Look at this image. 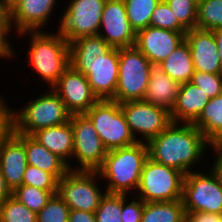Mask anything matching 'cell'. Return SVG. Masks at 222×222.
I'll return each mask as SVG.
<instances>
[{"label": "cell", "mask_w": 222, "mask_h": 222, "mask_svg": "<svg viewBox=\"0 0 222 222\" xmlns=\"http://www.w3.org/2000/svg\"><path fill=\"white\" fill-rule=\"evenodd\" d=\"M210 146L211 143L192 123L171 122L163 132L147 142L150 159L185 175L199 170L198 167L202 166L199 163L206 160V155L207 159L210 158L206 154L211 151Z\"/></svg>", "instance_id": "obj_1"}, {"label": "cell", "mask_w": 222, "mask_h": 222, "mask_svg": "<svg viewBox=\"0 0 222 222\" xmlns=\"http://www.w3.org/2000/svg\"><path fill=\"white\" fill-rule=\"evenodd\" d=\"M29 38L26 63L33 73L44 80L48 88H52L59 77L70 66L69 43L57 30L50 33L47 31H26L18 34V38Z\"/></svg>", "instance_id": "obj_2"}, {"label": "cell", "mask_w": 222, "mask_h": 222, "mask_svg": "<svg viewBox=\"0 0 222 222\" xmlns=\"http://www.w3.org/2000/svg\"><path fill=\"white\" fill-rule=\"evenodd\" d=\"M148 159V147L145 142L117 148L107 152L103 164L97 170L107 193H136L145 161Z\"/></svg>", "instance_id": "obj_3"}, {"label": "cell", "mask_w": 222, "mask_h": 222, "mask_svg": "<svg viewBox=\"0 0 222 222\" xmlns=\"http://www.w3.org/2000/svg\"><path fill=\"white\" fill-rule=\"evenodd\" d=\"M29 99L20 110L14 108V132L32 136L36 131L70 121L71 113L52 88Z\"/></svg>", "instance_id": "obj_4"}, {"label": "cell", "mask_w": 222, "mask_h": 222, "mask_svg": "<svg viewBox=\"0 0 222 222\" xmlns=\"http://www.w3.org/2000/svg\"><path fill=\"white\" fill-rule=\"evenodd\" d=\"M70 66L83 73L99 100H111L118 83L119 49L104 55H69Z\"/></svg>", "instance_id": "obj_5"}, {"label": "cell", "mask_w": 222, "mask_h": 222, "mask_svg": "<svg viewBox=\"0 0 222 222\" xmlns=\"http://www.w3.org/2000/svg\"><path fill=\"white\" fill-rule=\"evenodd\" d=\"M153 64L135 46L119 48L118 83L112 101L143 100Z\"/></svg>", "instance_id": "obj_6"}, {"label": "cell", "mask_w": 222, "mask_h": 222, "mask_svg": "<svg viewBox=\"0 0 222 222\" xmlns=\"http://www.w3.org/2000/svg\"><path fill=\"white\" fill-rule=\"evenodd\" d=\"M185 174L148 159L145 161L140 182L134 196L143 202L176 201L182 199Z\"/></svg>", "instance_id": "obj_7"}, {"label": "cell", "mask_w": 222, "mask_h": 222, "mask_svg": "<svg viewBox=\"0 0 222 222\" xmlns=\"http://www.w3.org/2000/svg\"><path fill=\"white\" fill-rule=\"evenodd\" d=\"M85 115L93 123L97 134L108 151L137 143L118 102L99 100Z\"/></svg>", "instance_id": "obj_8"}, {"label": "cell", "mask_w": 222, "mask_h": 222, "mask_svg": "<svg viewBox=\"0 0 222 222\" xmlns=\"http://www.w3.org/2000/svg\"><path fill=\"white\" fill-rule=\"evenodd\" d=\"M100 180L97 171L69 170L58 181L57 195L71 210L94 213L106 193L100 186Z\"/></svg>", "instance_id": "obj_9"}, {"label": "cell", "mask_w": 222, "mask_h": 222, "mask_svg": "<svg viewBox=\"0 0 222 222\" xmlns=\"http://www.w3.org/2000/svg\"><path fill=\"white\" fill-rule=\"evenodd\" d=\"M70 122L74 141L71 162H76V165L71 164L69 170L97 171L103 164L108 150L103 145L93 123L85 114H72Z\"/></svg>", "instance_id": "obj_10"}, {"label": "cell", "mask_w": 222, "mask_h": 222, "mask_svg": "<svg viewBox=\"0 0 222 222\" xmlns=\"http://www.w3.org/2000/svg\"><path fill=\"white\" fill-rule=\"evenodd\" d=\"M68 1L56 26L68 43L80 37L98 35L106 0Z\"/></svg>", "instance_id": "obj_11"}, {"label": "cell", "mask_w": 222, "mask_h": 222, "mask_svg": "<svg viewBox=\"0 0 222 222\" xmlns=\"http://www.w3.org/2000/svg\"><path fill=\"white\" fill-rule=\"evenodd\" d=\"M182 200L186 214H222V187L208 168L191 171L185 175Z\"/></svg>", "instance_id": "obj_12"}, {"label": "cell", "mask_w": 222, "mask_h": 222, "mask_svg": "<svg viewBox=\"0 0 222 222\" xmlns=\"http://www.w3.org/2000/svg\"><path fill=\"white\" fill-rule=\"evenodd\" d=\"M121 110L137 142L147 143L170 124V112L143 100L120 103Z\"/></svg>", "instance_id": "obj_13"}, {"label": "cell", "mask_w": 222, "mask_h": 222, "mask_svg": "<svg viewBox=\"0 0 222 222\" xmlns=\"http://www.w3.org/2000/svg\"><path fill=\"white\" fill-rule=\"evenodd\" d=\"M71 114H85L99 101L83 73L69 66L52 87Z\"/></svg>", "instance_id": "obj_14"}, {"label": "cell", "mask_w": 222, "mask_h": 222, "mask_svg": "<svg viewBox=\"0 0 222 222\" xmlns=\"http://www.w3.org/2000/svg\"><path fill=\"white\" fill-rule=\"evenodd\" d=\"M112 48L133 47L136 31L131 27L123 0H106L99 34Z\"/></svg>", "instance_id": "obj_15"}, {"label": "cell", "mask_w": 222, "mask_h": 222, "mask_svg": "<svg viewBox=\"0 0 222 222\" xmlns=\"http://www.w3.org/2000/svg\"><path fill=\"white\" fill-rule=\"evenodd\" d=\"M185 33L148 26L136 32L134 46L153 65H159L185 40Z\"/></svg>", "instance_id": "obj_16"}, {"label": "cell", "mask_w": 222, "mask_h": 222, "mask_svg": "<svg viewBox=\"0 0 222 222\" xmlns=\"http://www.w3.org/2000/svg\"><path fill=\"white\" fill-rule=\"evenodd\" d=\"M58 0H17L8 12L18 34L26 31H44ZM51 18V19H50Z\"/></svg>", "instance_id": "obj_17"}, {"label": "cell", "mask_w": 222, "mask_h": 222, "mask_svg": "<svg viewBox=\"0 0 222 222\" xmlns=\"http://www.w3.org/2000/svg\"><path fill=\"white\" fill-rule=\"evenodd\" d=\"M193 65L196 71L222 73L217 43L213 31L199 28L189 29L185 33Z\"/></svg>", "instance_id": "obj_18"}, {"label": "cell", "mask_w": 222, "mask_h": 222, "mask_svg": "<svg viewBox=\"0 0 222 222\" xmlns=\"http://www.w3.org/2000/svg\"><path fill=\"white\" fill-rule=\"evenodd\" d=\"M26 166L24 134L13 132L0 148V167L11 191L22 185Z\"/></svg>", "instance_id": "obj_19"}, {"label": "cell", "mask_w": 222, "mask_h": 222, "mask_svg": "<svg viewBox=\"0 0 222 222\" xmlns=\"http://www.w3.org/2000/svg\"><path fill=\"white\" fill-rule=\"evenodd\" d=\"M209 97L192 82L181 83L176 102L170 112L174 123H193L201 114Z\"/></svg>", "instance_id": "obj_20"}, {"label": "cell", "mask_w": 222, "mask_h": 222, "mask_svg": "<svg viewBox=\"0 0 222 222\" xmlns=\"http://www.w3.org/2000/svg\"><path fill=\"white\" fill-rule=\"evenodd\" d=\"M180 87L181 83L171 79L159 65H153L143 101L171 112Z\"/></svg>", "instance_id": "obj_21"}, {"label": "cell", "mask_w": 222, "mask_h": 222, "mask_svg": "<svg viewBox=\"0 0 222 222\" xmlns=\"http://www.w3.org/2000/svg\"><path fill=\"white\" fill-rule=\"evenodd\" d=\"M32 137L52 153L58 155L68 164V167L72 164L70 161H72L74 141L70 121L62 125L40 129Z\"/></svg>", "instance_id": "obj_22"}, {"label": "cell", "mask_w": 222, "mask_h": 222, "mask_svg": "<svg viewBox=\"0 0 222 222\" xmlns=\"http://www.w3.org/2000/svg\"><path fill=\"white\" fill-rule=\"evenodd\" d=\"M27 164L51 173L58 181L69 171L68 164L41 145L30 135H24Z\"/></svg>", "instance_id": "obj_23"}, {"label": "cell", "mask_w": 222, "mask_h": 222, "mask_svg": "<svg viewBox=\"0 0 222 222\" xmlns=\"http://www.w3.org/2000/svg\"><path fill=\"white\" fill-rule=\"evenodd\" d=\"M159 66L173 80L179 83L189 82L195 72L191 50L186 40L171 52Z\"/></svg>", "instance_id": "obj_24"}, {"label": "cell", "mask_w": 222, "mask_h": 222, "mask_svg": "<svg viewBox=\"0 0 222 222\" xmlns=\"http://www.w3.org/2000/svg\"><path fill=\"white\" fill-rule=\"evenodd\" d=\"M192 124L211 144H215L222 138V93L209 100L200 116Z\"/></svg>", "instance_id": "obj_25"}, {"label": "cell", "mask_w": 222, "mask_h": 222, "mask_svg": "<svg viewBox=\"0 0 222 222\" xmlns=\"http://www.w3.org/2000/svg\"><path fill=\"white\" fill-rule=\"evenodd\" d=\"M183 200L144 202L141 222H183L185 218Z\"/></svg>", "instance_id": "obj_26"}, {"label": "cell", "mask_w": 222, "mask_h": 222, "mask_svg": "<svg viewBox=\"0 0 222 222\" xmlns=\"http://www.w3.org/2000/svg\"><path fill=\"white\" fill-rule=\"evenodd\" d=\"M131 27L137 32L147 28L152 12L161 0H123Z\"/></svg>", "instance_id": "obj_27"}, {"label": "cell", "mask_w": 222, "mask_h": 222, "mask_svg": "<svg viewBox=\"0 0 222 222\" xmlns=\"http://www.w3.org/2000/svg\"><path fill=\"white\" fill-rule=\"evenodd\" d=\"M196 28L211 31L222 28V0H203L197 4Z\"/></svg>", "instance_id": "obj_28"}, {"label": "cell", "mask_w": 222, "mask_h": 222, "mask_svg": "<svg viewBox=\"0 0 222 222\" xmlns=\"http://www.w3.org/2000/svg\"><path fill=\"white\" fill-rule=\"evenodd\" d=\"M57 194V190H43L29 185H21L12 191V196L28 209L38 213Z\"/></svg>", "instance_id": "obj_29"}, {"label": "cell", "mask_w": 222, "mask_h": 222, "mask_svg": "<svg viewBox=\"0 0 222 222\" xmlns=\"http://www.w3.org/2000/svg\"><path fill=\"white\" fill-rule=\"evenodd\" d=\"M0 222H37V213L11 195L0 205Z\"/></svg>", "instance_id": "obj_30"}, {"label": "cell", "mask_w": 222, "mask_h": 222, "mask_svg": "<svg viewBox=\"0 0 222 222\" xmlns=\"http://www.w3.org/2000/svg\"><path fill=\"white\" fill-rule=\"evenodd\" d=\"M123 194L105 193L96 209V222H122Z\"/></svg>", "instance_id": "obj_31"}, {"label": "cell", "mask_w": 222, "mask_h": 222, "mask_svg": "<svg viewBox=\"0 0 222 222\" xmlns=\"http://www.w3.org/2000/svg\"><path fill=\"white\" fill-rule=\"evenodd\" d=\"M12 32L14 33V35L16 33V36H18V32L15 29L14 23L11 20V16L8 10H4L0 14V61L1 59H7L9 60V62H11L10 60L14 57L12 59V62L13 60L15 62V59L18 58L17 56H20L17 52H15L16 50L14 49L13 45L14 42H11L12 38H9L10 36H13Z\"/></svg>", "instance_id": "obj_32"}, {"label": "cell", "mask_w": 222, "mask_h": 222, "mask_svg": "<svg viewBox=\"0 0 222 222\" xmlns=\"http://www.w3.org/2000/svg\"><path fill=\"white\" fill-rule=\"evenodd\" d=\"M111 46L99 35L85 36L69 43V55H104Z\"/></svg>", "instance_id": "obj_33"}, {"label": "cell", "mask_w": 222, "mask_h": 222, "mask_svg": "<svg viewBox=\"0 0 222 222\" xmlns=\"http://www.w3.org/2000/svg\"><path fill=\"white\" fill-rule=\"evenodd\" d=\"M70 208L57 195L37 213V222H69Z\"/></svg>", "instance_id": "obj_34"}, {"label": "cell", "mask_w": 222, "mask_h": 222, "mask_svg": "<svg viewBox=\"0 0 222 222\" xmlns=\"http://www.w3.org/2000/svg\"><path fill=\"white\" fill-rule=\"evenodd\" d=\"M149 26L171 31H187L176 16H174L173 11L165 0H161L152 12Z\"/></svg>", "instance_id": "obj_35"}, {"label": "cell", "mask_w": 222, "mask_h": 222, "mask_svg": "<svg viewBox=\"0 0 222 222\" xmlns=\"http://www.w3.org/2000/svg\"><path fill=\"white\" fill-rule=\"evenodd\" d=\"M174 16L187 29L196 28L197 3L194 0H165Z\"/></svg>", "instance_id": "obj_36"}, {"label": "cell", "mask_w": 222, "mask_h": 222, "mask_svg": "<svg viewBox=\"0 0 222 222\" xmlns=\"http://www.w3.org/2000/svg\"><path fill=\"white\" fill-rule=\"evenodd\" d=\"M22 185H29L43 190H57L58 180L51 173L27 164Z\"/></svg>", "instance_id": "obj_37"}, {"label": "cell", "mask_w": 222, "mask_h": 222, "mask_svg": "<svg viewBox=\"0 0 222 222\" xmlns=\"http://www.w3.org/2000/svg\"><path fill=\"white\" fill-rule=\"evenodd\" d=\"M190 82L201 88L209 99L222 93V73H206L195 70Z\"/></svg>", "instance_id": "obj_38"}, {"label": "cell", "mask_w": 222, "mask_h": 222, "mask_svg": "<svg viewBox=\"0 0 222 222\" xmlns=\"http://www.w3.org/2000/svg\"><path fill=\"white\" fill-rule=\"evenodd\" d=\"M8 103L4 96L0 95V148L14 132V108Z\"/></svg>", "instance_id": "obj_39"}, {"label": "cell", "mask_w": 222, "mask_h": 222, "mask_svg": "<svg viewBox=\"0 0 222 222\" xmlns=\"http://www.w3.org/2000/svg\"><path fill=\"white\" fill-rule=\"evenodd\" d=\"M143 210L144 202L140 198L123 194L122 222H141Z\"/></svg>", "instance_id": "obj_40"}, {"label": "cell", "mask_w": 222, "mask_h": 222, "mask_svg": "<svg viewBox=\"0 0 222 222\" xmlns=\"http://www.w3.org/2000/svg\"><path fill=\"white\" fill-rule=\"evenodd\" d=\"M209 149L212 150L210 157L213 159V162L211 165L207 164L205 167L207 168V166H209L208 169H210V171L215 175L219 185L222 187V151L215 144H211Z\"/></svg>", "instance_id": "obj_41"}, {"label": "cell", "mask_w": 222, "mask_h": 222, "mask_svg": "<svg viewBox=\"0 0 222 222\" xmlns=\"http://www.w3.org/2000/svg\"><path fill=\"white\" fill-rule=\"evenodd\" d=\"M183 222H222V214L207 212L187 213Z\"/></svg>", "instance_id": "obj_42"}, {"label": "cell", "mask_w": 222, "mask_h": 222, "mask_svg": "<svg viewBox=\"0 0 222 222\" xmlns=\"http://www.w3.org/2000/svg\"><path fill=\"white\" fill-rule=\"evenodd\" d=\"M69 222H96L95 213L81 210H70Z\"/></svg>", "instance_id": "obj_43"}, {"label": "cell", "mask_w": 222, "mask_h": 222, "mask_svg": "<svg viewBox=\"0 0 222 222\" xmlns=\"http://www.w3.org/2000/svg\"><path fill=\"white\" fill-rule=\"evenodd\" d=\"M12 195L11 189L7 186L0 167V205Z\"/></svg>", "instance_id": "obj_44"}, {"label": "cell", "mask_w": 222, "mask_h": 222, "mask_svg": "<svg viewBox=\"0 0 222 222\" xmlns=\"http://www.w3.org/2000/svg\"><path fill=\"white\" fill-rule=\"evenodd\" d=\"M213 35L217 43L218 54L222 65V28L213 30Z\"/></svg>", "instance_id": "obj_45"}, {"label": "cell", "mask_w": 222, "mask_h": 222, "mask_svg": "<svg viewBox=\"0 0 222 222\" xmlns=\"http://www.w3.org/2000/svg\"><path fill=\"white\" fill-rule=\"evenodd\" d=\"M17 0H0V5L4 10H8Z\"/></svg>", "instance_id": "obj_46"}, {"label": "cell", "mask_w": 222, "mask_h": 222, "mask_svg": "<svg viewBox=\"0 0 222 222\" xmlns=\"http://www.w3.org/2000/svg\"><path fill=\"white\" fill-rule=\"evenodd\" d=\"M215 145L222 151V138L218 140Z\"/></svg>", "instance_id": "obj_47"}, {"label": "cell", "mask_w": 222, "mask_h": 222, "mask_svg": "<svg viewBox=\"0 0 222 222\" xmlns=\"http://www.w3.org/2000/svg\"><path fill=\"white\" fill-rule=\"evenodd\" d=\"M197 4L202 2L203 0H194Z\"/></svg>", "instance_id": "obj_48"}, {"label": "cell", "mask_w": 222, "mask_h": 222, "mask_svg": "<svg viewBox=\"0 0 222 222\" xmlns=\"http://www.w3.org/2000/svg\"><path fill=\"white\" fill-rule=\"evenodd\" d=\"M4 11V9L0 5V14Z\"/></svg>", "instance_id": "obj_49"}]
</instances>
